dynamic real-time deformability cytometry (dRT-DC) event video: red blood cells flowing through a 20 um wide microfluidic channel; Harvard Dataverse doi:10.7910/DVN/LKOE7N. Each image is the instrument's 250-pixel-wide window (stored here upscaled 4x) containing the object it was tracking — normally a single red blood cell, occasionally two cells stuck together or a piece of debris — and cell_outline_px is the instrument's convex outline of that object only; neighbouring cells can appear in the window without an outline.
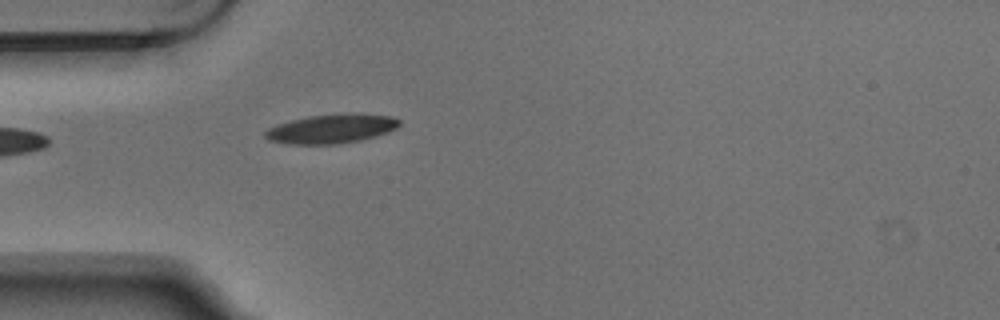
{"species": "Egyptian fruit bat (a non-hibernating species)", "species_latin": "Rousettus aegyptiacus", "temperature_condition": "warm", "stored_images_in_passage": 4, "camera_frame_rate_fps": 3000, "um_per_image_px": 0.085, "animal": {"sex": "male"}, "frame": {"image": 1, "passage_image": 4, "time_ms": 1.0, "image_size_px": [1000, 320], "cell_outline_px": [[400, 124], [396, 128], [388, 132], [376, 136], [360, 140], [336, 144], [288, 144], [268, 140], [264, 136], [264, 132], [268, 128], [276, 124], [308, 116], [392, 116], [400, 120]], "centroid_in_image_um": [28.08, 11.0], "position_along_channel_um": 56.9, "area_um2": 21.79}}